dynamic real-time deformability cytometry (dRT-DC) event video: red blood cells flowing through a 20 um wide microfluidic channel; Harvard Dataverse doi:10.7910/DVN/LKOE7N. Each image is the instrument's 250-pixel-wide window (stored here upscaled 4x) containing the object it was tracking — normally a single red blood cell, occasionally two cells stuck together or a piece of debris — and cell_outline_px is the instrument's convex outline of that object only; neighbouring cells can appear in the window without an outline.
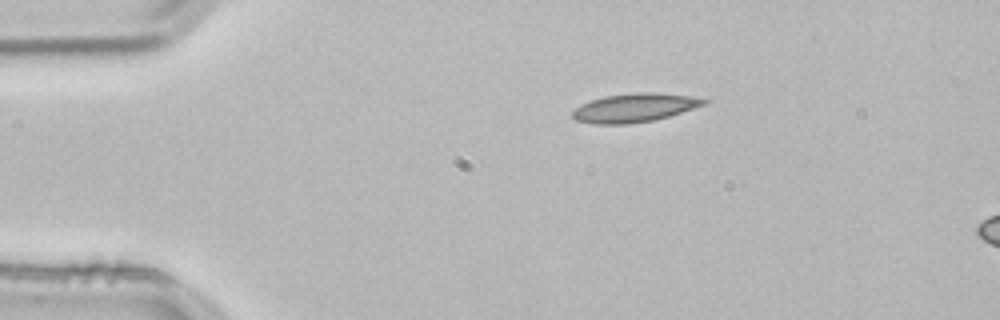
{"species": "common noctule bat (a hibernating species)", "species_latin": "Nyctalus noctula", "temperature_condition": "room temperature", "stored_images_in_passage": 4, "camera_frame_rate_fps": 3000, "um_per_image_px": 0.085, "animal": {"sex": "male", "body_mass_g": 21.5, "forearm_length_mm": 52.0}, "frame": {"image": 1, "passage_image": 4, "time_ms": 1.0, "image_size_px": [1000, 320], "cell_outline_px": [[708, 100], [704, 104], [668, 116], [652, 120], [628, 124], [592, 124], [576, 120], [572, 116], [572, 112], [580, 104], [604, 96], [636, 92], [656, 92], [692, 96]], "centroid_in_image_um": [53.88, 9.15], "position_along_channel_um": 31.1, "area_um2": 21.73}}